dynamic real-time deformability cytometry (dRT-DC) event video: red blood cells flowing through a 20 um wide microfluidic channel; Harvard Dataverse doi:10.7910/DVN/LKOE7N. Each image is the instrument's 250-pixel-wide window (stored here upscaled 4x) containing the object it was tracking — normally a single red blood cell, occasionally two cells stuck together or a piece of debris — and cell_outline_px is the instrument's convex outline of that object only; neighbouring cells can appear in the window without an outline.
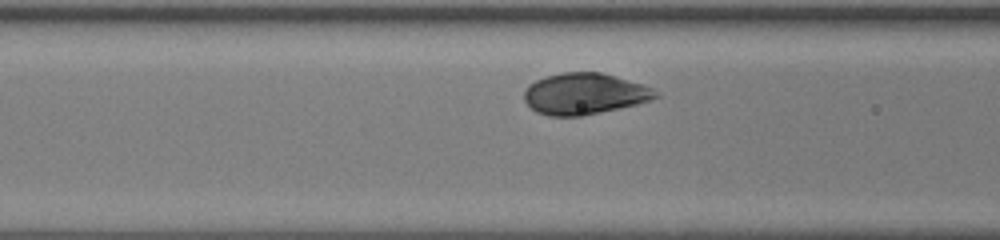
{"species": "human", "species_latin": "Homo sapiens", "temperature_condition": "room temperature", "stored_images_in_passage": 29, "camera_frame_rate_fps": 3000, "um_per_image_px": 0.085, "donor": {"sex": "female"}, "frame": {"image": 1, "passage_image": 9, "time_ms": 2.667, "image_size_px": [1000, 240], "cell_outline_px": [[660, 96], [636, 104], [620, 108], [580, 116], [548, 116], [536, 112], [524, 100], [524, 92], [528, 84], [544, 76], [560, 72], [600, 72], [644, 84], [652, 88]], "centroid_in_image_um": [49.65, 7.96], "position_along_channel_um": 117.0, "area_um2": 31.62}}
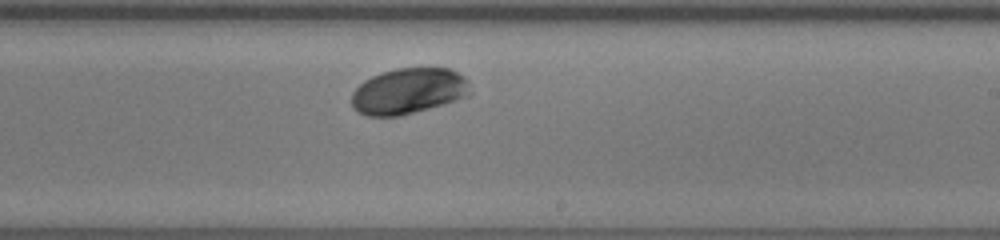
{"frame": {"image": 2, "passage_image": 19, "time_ms": 6.0, "image_size_px": [1000, 240], "cell_outline_px": [[472, 96], [444, 104], [400, 116], [368, 116], [356, 112], [352, 108], [352, 92], [364, 80], [372, 76], [396, 68], [448, 68], [464, 76], [468, 80], [472, 92]], "centroid_in_image_um": [34.75, 7.75], "position_along_channel_um": 254.2, "area_um2": 32.02}}
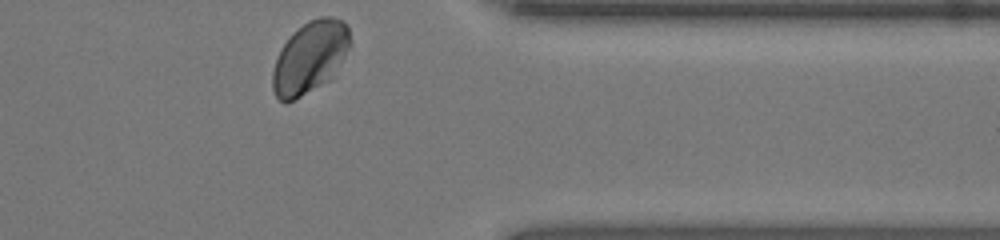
{"frame": {"image": 3, "passage_image": 29, "time_ms": 9.333, "image_size_px": [1000, 240], "cell_outline_px": [[348, 48], [328, 80], [300, 96], [284, 104], [276, 96], [272, 88], [272, 72], [280, 48], [292, 32], [308, 20], [320, 16], [332, 16], [348, 24]], "centroid_in_image_um": [26.28, 4.84], "position_along_channel_um": 385.1, "area_um2": 31.85}, "authors_computed_cell_mechanics": {"area_um2": 31.7322, "velocity_mm_per_s": 4.1372, "shape_relaxation_time_tau1_ms": 1.0573, "shape_relaxation_time_tau2_ms": null, "deformation_change_tau1": 0.0859, "deformation_change_tau2": null}}